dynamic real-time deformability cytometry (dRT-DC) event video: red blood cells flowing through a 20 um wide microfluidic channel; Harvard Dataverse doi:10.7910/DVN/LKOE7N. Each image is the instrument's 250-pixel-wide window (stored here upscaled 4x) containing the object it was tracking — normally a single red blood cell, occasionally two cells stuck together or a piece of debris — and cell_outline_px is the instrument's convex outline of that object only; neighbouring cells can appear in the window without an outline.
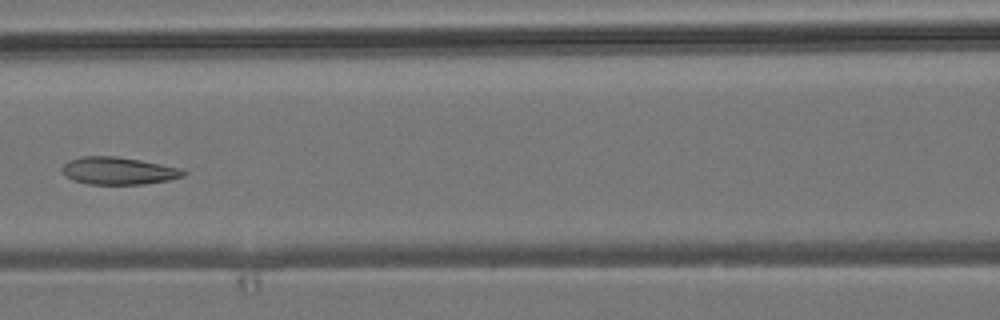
{"species": "common noctule bat (a hibernating species)", "species_latin": "Nyctalus noctula", "temperature_condition": "room temperature", "stored_images_in_passage": 6, "camera_frame_rate_fps": 3000, "um_per_image_px": 0.085, "animal": {"sex": "male", "body_mass_g": 19.2, "forearm_length_mm": 51.8}, "frame": {"image": 1, "passage_image": 6, "time_ms": 6.667, "image_size_px": [1000, 320], "cell_outline_px": [[188, 172], [184, 176], [168, 180], [144, 184], [88, 184], [72, 180], [60, 168], [68, 160], [80, 156], [116, 156], [140, 160], [180, 168]], "centroid_in_image_um": [10.06, 14.51], "position_along_channel_um": 156.5, "area_um2": 19.36}}